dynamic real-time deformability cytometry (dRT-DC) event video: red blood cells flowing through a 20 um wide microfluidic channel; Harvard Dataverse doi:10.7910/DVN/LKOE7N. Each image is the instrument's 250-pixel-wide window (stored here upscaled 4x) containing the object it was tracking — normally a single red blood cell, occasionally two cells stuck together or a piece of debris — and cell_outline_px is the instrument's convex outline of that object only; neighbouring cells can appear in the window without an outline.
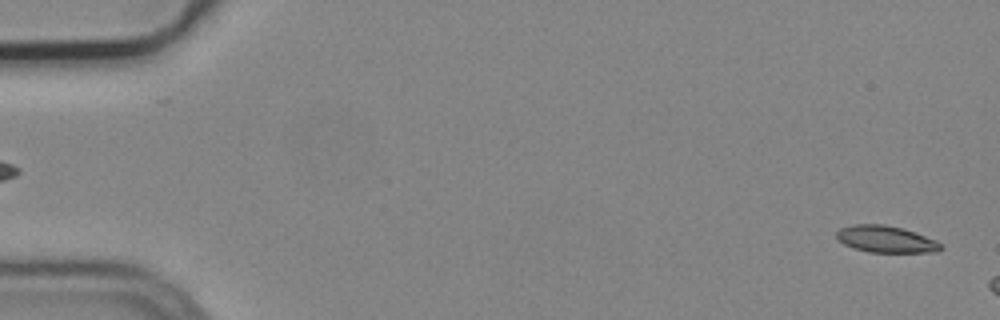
{"species": "common noctule bat (a hibernating species)", "species_latin": "Nyctalus noctula", "temperature_condition": "cold", "stored_images_in_passage": 4, "segment_of_instrument_passage": [2, 2], "camera_frame_rate_fps": 3000, "um_per_image_px": 0.085, "animal": {"sex": "male", "body_mass_g": 19.2, "forearm_length_mm": 51.8}, "frame": {"image": 1, "passage_image": 4, "time_ms": 1.0, "image_size_px": [1000, 320], "cell_outline_px": [[944, 248], [936, 252], [868, 252], [852, 248], [844, 244], [836, 236], [836, 232], [840, 228], [852, 224], [884, 224], [900, 228], [936, 240]], "centroid_in_image_um": [75.27, 20.33], "position_along_channel_um": 9.7, "area_um2": 16.13}}